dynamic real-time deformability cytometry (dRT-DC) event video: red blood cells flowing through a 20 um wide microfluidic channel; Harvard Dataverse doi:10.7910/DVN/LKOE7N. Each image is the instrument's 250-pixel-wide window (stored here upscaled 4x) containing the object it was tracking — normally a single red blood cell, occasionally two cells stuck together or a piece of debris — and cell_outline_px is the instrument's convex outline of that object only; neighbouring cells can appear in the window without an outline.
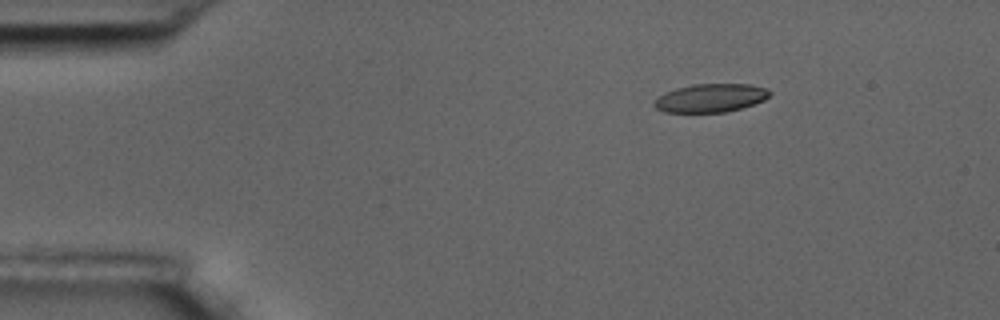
{"species": "common noctule bat (a hibernating species)", "species_latin": "Nyctalus noctula", "temperature_condition": "room temperature", "stored_images_in_passage": 49, "camera_frame_rate_fps": 3000, "um_per_image_px": 0.085, "animal": {"sex": "male", "body_mass_g": 17.5, "forearm_length_mm": 52.3}, "frame": {"image": 1, "passage_image": 1, "time_ms": 0.0, "image_size_px": [1000, 320], "cell_outline_px": [[772, 92], [764, 100], [740, 108], [724, 112], [664, 112], [656, 108], [652, 104], [664, 92], [676, 88], [692, 84], [752, 84], [764, 88]], "centroid_in_image_um": [60.38, 8.32], "position_along_channel_um": 24.6, "area_um2": 18.96}}
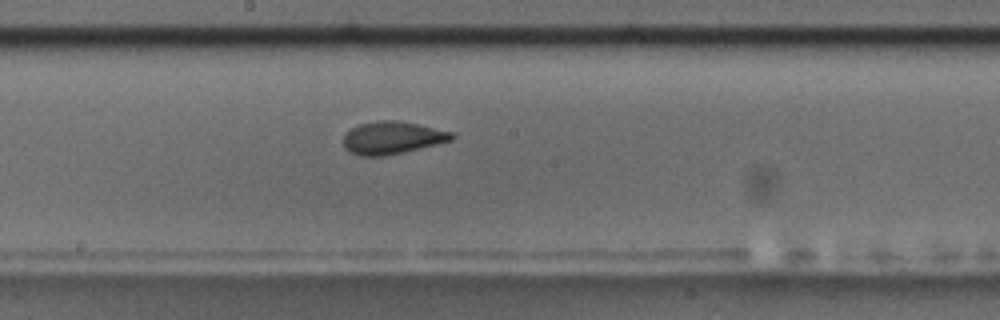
{"frame": {"image": 2, "passage_image": 23, "time_ms": 7.333, "image_size_px": [1000, 320], "cell_outline_px": [[456, 136], [452, 140], [404, 152], [384, 156], [360, 156], [348, 152], [344, 148], [344, 136], [352, 128], [360, 124], [376, 120], [396, 120], [416, 124], [452, 132]], "centroid_in_image_um": [33.31, 11.72], "position_along_channel_um": 214.9, "area_um2": 20.46}}
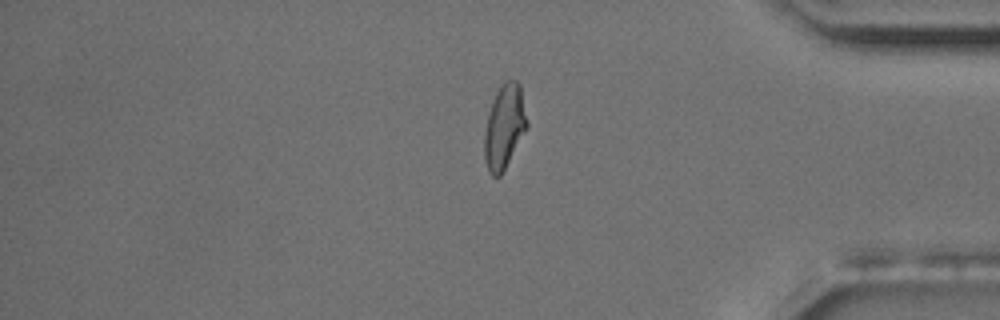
{"frame": {"image": 3, "passage_image": 40, "time_ms": 13.0, "image_size_px": [1000, 320], "cell_outline_px": [[528, 128], [500, 176], [492, 176], [488, 172], [484, 160], [484, 132], [488, 112], [492, 100], [500, 84], [508, 80], [516, 80], [520, 84], [528, 124]], "centroid_in_image_um": [42.86, 10.76], "position_along_channel_um": 392.3, "area_um2": 21.1}, "authors_computed_cell_mechanics": {"area_um2": 20.4612, "velocity_mm_per_s": 3.5549, "shape_relaxation_time_tau1_ms": 6.0062, "shape_relaxation_time_tau2_ms": 1.5676, "deformation_change_tau1": 0.1703, "deformation_change_tau2": 0.0711}}